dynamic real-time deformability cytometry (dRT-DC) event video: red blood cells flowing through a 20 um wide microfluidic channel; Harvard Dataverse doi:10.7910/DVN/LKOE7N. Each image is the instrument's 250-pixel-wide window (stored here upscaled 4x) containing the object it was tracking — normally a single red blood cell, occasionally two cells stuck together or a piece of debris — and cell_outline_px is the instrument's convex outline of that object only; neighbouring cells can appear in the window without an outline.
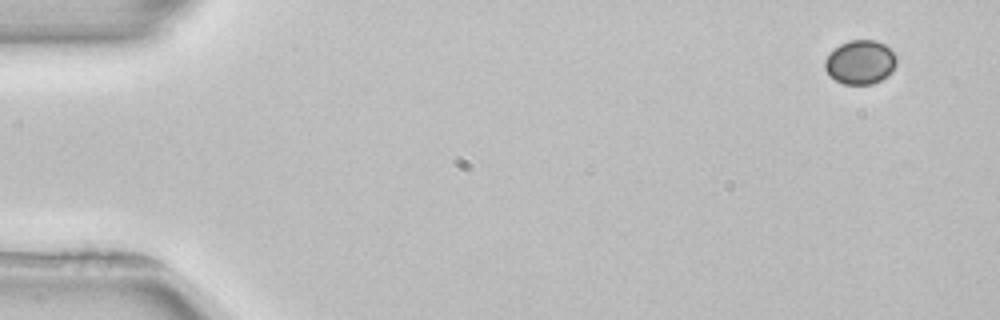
{"species": "common noctule bat (a hibernating species)", "species_latin": "Nyctalus noctula", "temperature_condition": "room temperature", "stored_images_in_passage": 3, "camera_frame_rate_fps": 3000, "um_per_image_px": 0.085, "animal": {"sex": "female", "body_mass_g": 22.7, "forearm_length_mm": 54.2}, "frame": {"image": 1, "passage_image": 1, "time_ms": 0.0, "image_size_px": [1000, 320], "cell_outline_px": [[896, 64], [892, 72], [888, 76], [872, 84], [844, 84], [828, 76], [824, 68], [824, 60], [828, 52], [840, 44], [848, 40], [876, 40], [884, 44], [896, 56]], "centroid_in_image_um": [73.08, 5.28], "position_along_channel_um": 11.9, "area_um2": 18.61}}